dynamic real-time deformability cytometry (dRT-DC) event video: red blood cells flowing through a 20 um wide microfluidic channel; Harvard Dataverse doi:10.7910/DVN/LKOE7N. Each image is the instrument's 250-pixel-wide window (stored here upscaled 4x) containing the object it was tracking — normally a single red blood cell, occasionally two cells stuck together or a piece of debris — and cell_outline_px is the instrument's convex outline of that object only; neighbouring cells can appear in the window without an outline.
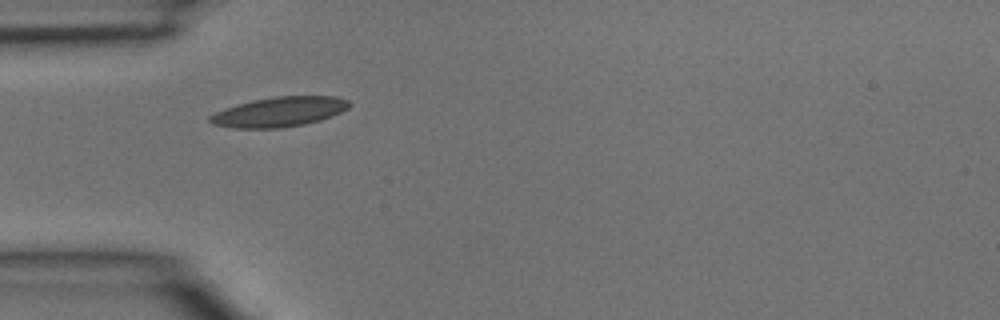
{"species": "common noctule bat (a hibernating species)", "species_latin": "Nyctalus noctula", "temperature_condition": "room temperature", "stored_images_in_passage": 1, "camera_frame_rate_fps": 3000, "um_per_image_px": 0.085, "animal": {"sex": "male", "body_mass_g": 15.6}, "frame": {"image": 1, "passage_image": 1, "time_ms": 0.0, "image_size_px": [1000, 320], "cell_outline_px": [[352, 104], [348, 108], [332, 116], [320, 120], [304, 124], [280, 128], [236, 128], [212, 124], [208, 120], [208, 116], [216, 112], [252, 100], [276, 96], [336, 96], [348, 100]], "centroid_in_image_um": [23.77, 9.5], "position_along_channel_um": 61.2, "area_um2": 24.04}}